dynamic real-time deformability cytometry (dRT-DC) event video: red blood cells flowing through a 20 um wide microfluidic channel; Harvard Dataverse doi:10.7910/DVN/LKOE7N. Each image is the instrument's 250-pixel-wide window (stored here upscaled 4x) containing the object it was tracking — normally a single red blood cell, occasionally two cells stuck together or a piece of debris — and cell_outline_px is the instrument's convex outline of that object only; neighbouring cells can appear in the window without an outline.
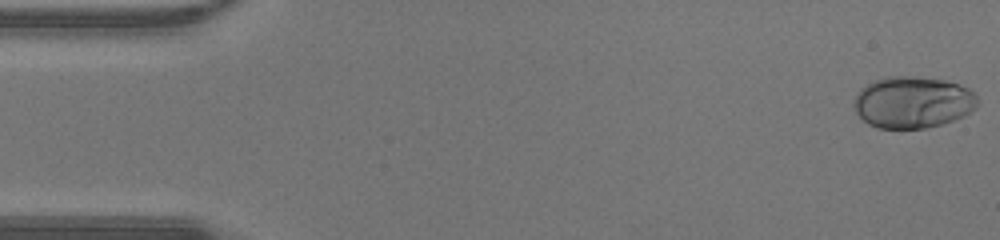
{"species": "human", "species_latin": "Homo sapiens", "temperature_condition": "warm", "stored_images_in_passage": 46, "camera_frame_rate_fps": 3000, "um_per_image_px": 0.085, "donor": {"sex": "male"}, "frame": {"image": 1, "passage_image": 1, "time_ms": 0.0, "image_size_px": [1000, 240], "cell_outline_px": [[976, 108], [964, 116], [940, 124], [924, 128], [876, 128], [868, 124], [856, 112], [852, 104], [852, 100], [860, 88], [876, 80], [892, 76], [912, 76], [944, 80], [968, 88], [976, 96]], "centroid_in_image_um": [77.54, 8.69], "position_along_channel_um": 7.5, "area_um2": 37.05}}
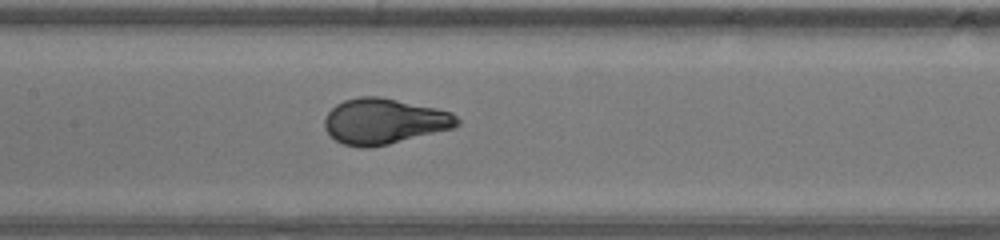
{"frame": {"image": 2, "passage_image": 22, "time_ms": 7.0, "image_size_px": [1000, 240], "cell_outline_px": [[460, 124], [452, 128], [388, 144], [368, 148], [364, 148], [344, 144], [336, 140], [324, 128], [324, 120], [328, 112], [336, 104], [344, 100], [360, 96], [380, 96], [436, 108], [452, 112], [460, 120]], "centroid_in_image_um": [32.64, 10.3], "position_along_channel_um": 174.8, "area_um2": 35.08}}
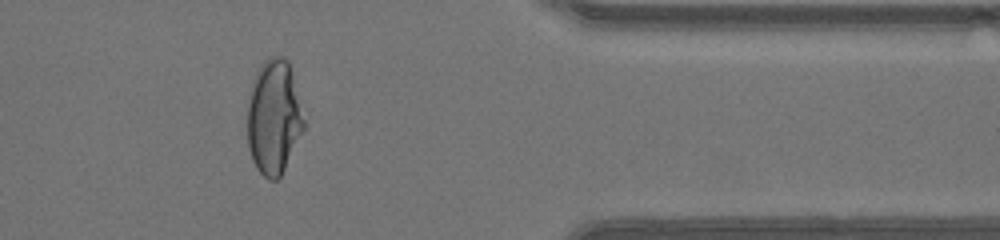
{"frame": {"image": 3, "passage_image": 38, "time_ms": 12.333, "image_size_px": [1000, 240], "cell_outline_px": [[304, 128], [280, 176], [276, 180], [268, 180], [256, 168], [252, 160], [248, 144], [248, 104], [252, 80], [260, 64], [268, 56], [284, 56], [288, 60], [292, 72], [304, 120]], "centroid_in_image_um": [23.25, 9.92], "position_along_channel_um": 388.1, "area_um2": 37.45}, "authors_computed_cell_mechanics": {"area_um2": 35.3736, "velocity_mm_per_s": 4.4433, "shape_relaxation_time_tau1_ms": 4.341, "shape_relaxation_time_tau2_ms": null, "deformation_change_tau1": 0.2542, "deformation_change_tau2": null}}